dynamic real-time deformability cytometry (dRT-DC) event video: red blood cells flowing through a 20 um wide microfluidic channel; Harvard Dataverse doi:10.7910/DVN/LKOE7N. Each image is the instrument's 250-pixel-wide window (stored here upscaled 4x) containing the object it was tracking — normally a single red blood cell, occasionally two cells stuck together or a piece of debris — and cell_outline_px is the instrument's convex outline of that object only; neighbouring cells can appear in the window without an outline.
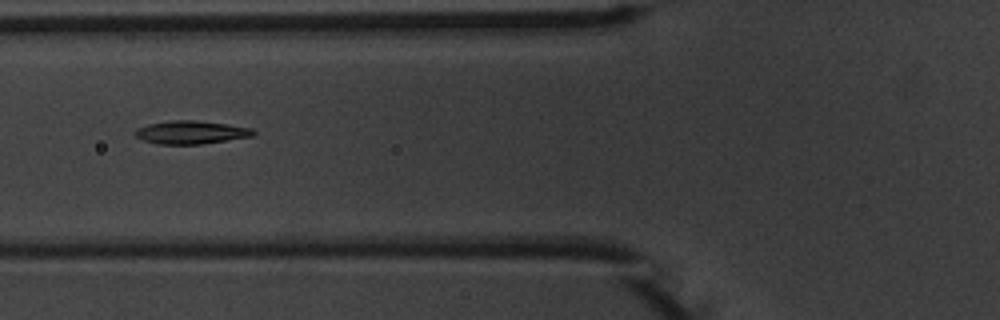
{"species": "common noctule bat (a hibernating species)", "species_latin": "Nyctalus noctula", "temperature_condition": "warm", "stored_images_in_passage": 3, "camera_frame_rate_fps": 3000, "um_per_image_px": 0.085, "animal": {"sex": "male", "body_mass_g": 20.1, "forearm_length_mm": 53.5}, "frame": {"image": 1, "passage_image": 2, "time_ms": 1.333, "image_size_px": [1000, 320], "cell_outline_px": [[256, 132], [252, 136], [200, 144], [156, 144], [144, 140], [136, 136], [136, 128], [148, 124], [172, 120], [196, 120], [228, 124], [252, 128]], "centroid_in_image_um": [16.24, 11.24], "position_along_channel_um": 109.6, "area_um2": 15.84}}
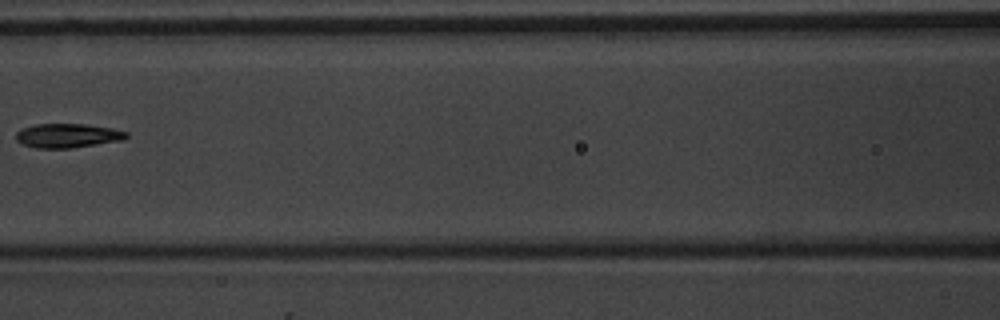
{"frame": {"image": 2, "passage_image": 3, "time_ms": 2.667, "image_size_px": [1000, 320], "cell_outline_px": [[128, 136], [124, 140], [72, 148], [36, 148], [24, 144], [16, 140], [16, 132], [24, 128], [36, 124], [84, 124], [112, 128], [128, 132]], "centroid_in_image_um": [5.78, 11.53], "position_along_channel_um": 160.8, "area_um2": 15.49}}